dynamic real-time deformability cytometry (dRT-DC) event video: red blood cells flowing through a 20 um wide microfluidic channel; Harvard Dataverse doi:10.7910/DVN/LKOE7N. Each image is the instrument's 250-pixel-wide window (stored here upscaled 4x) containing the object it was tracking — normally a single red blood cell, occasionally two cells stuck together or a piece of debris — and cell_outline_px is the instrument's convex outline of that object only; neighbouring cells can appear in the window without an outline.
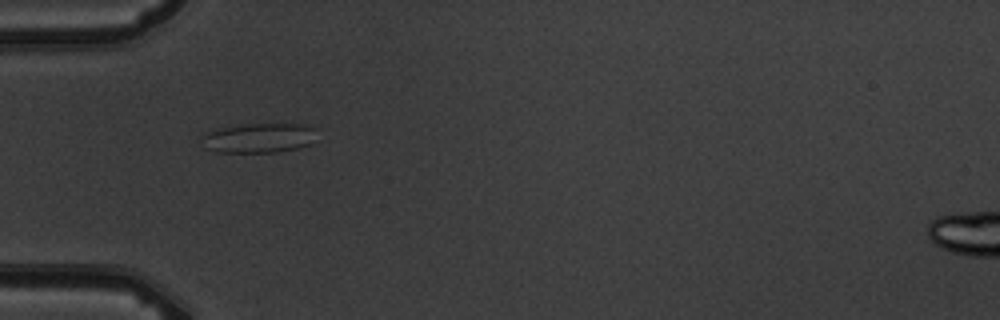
{"species": "common noctule bat (a hibernating species)", "species_latin": "Nyctalus noctula", "temperature_condition": "warm", "stored_images_in_passage": 6, "camera_frame_rate_fps": 3000, "um_per_image_px": 0.085, "animal": {"sex": "male", "body_mass_g": 19.5, "forearm_length_mm": 54.6}, "frame": {"image": 1, "passage_image": 5, "time_ms": 5.667, "image_size_px": [1000, 320], "cell_outline_px": [[316, 128], [308, 144], [296, 148], [276, 152], [216, 152], [204, 148], [200, 136], [208, 132], [220, 128], [240, 124], [304, 124]], "centroid_in_image_um": [21.91, 11.72], "position_along_channel_um": 63.1, "area_um2": 19.71}}
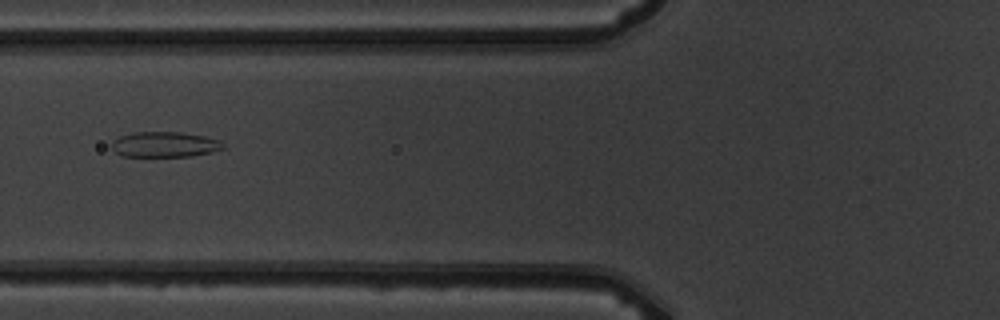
{"frame": {"image": 2, "passage_image": 6, "time_ms": 7.0, "image_size_px": [1000, 320], "cell_outline_px": [[224, 148], [212, 152], [192, 156], [120, 156], [112, 148], [112, 144], [120, 136], [132, 132], [180, 132], [204, 136], [220, 140], [224, 144]], "centroid_in_image_um": [14.02, 12.28], "position_along_channel_um": 111.8, "area_um2": 16.42}}